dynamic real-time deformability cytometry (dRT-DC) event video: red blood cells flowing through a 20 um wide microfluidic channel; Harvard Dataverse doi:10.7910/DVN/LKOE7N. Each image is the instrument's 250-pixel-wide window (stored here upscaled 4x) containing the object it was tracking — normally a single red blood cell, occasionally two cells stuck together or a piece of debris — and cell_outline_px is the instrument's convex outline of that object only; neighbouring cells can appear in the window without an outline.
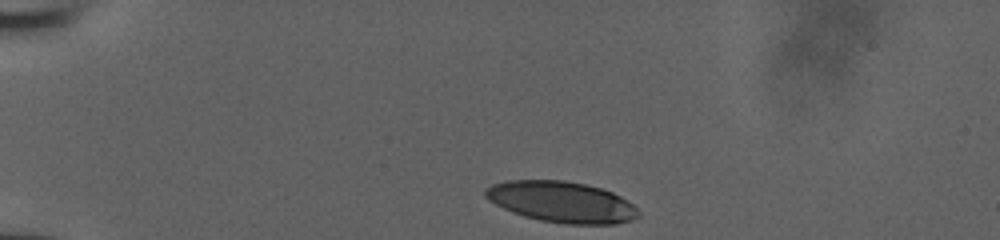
{"species": "human", "species_latin": "Homo sapiens", "temperature_condition": "room temperature", "stored_images_in_passage": 33, "camera_frame_rate_fps": 3000, "um_per_image_px": 0.085, "donor": {"sex": "male"}, "frame": {"image": 1, "passage_image": 1, "time_ms": 0.0, "image_size_px": [1000, 240], "cell_outline_px": [[640, 216], [632, 220], [616, 224], [564, 224], [540, 220], [524, 216], [512, 212], [488, 200], [484, 196], [484, 188], [492, 184], [508, 180], [564, 180], [584, 184], [600, 188], [612, 192], [620, 196], [632, 204], [640, 212]], "centroid_in_image_um": [47.72, 17.17], "position_along_channel_um": 37.3, "area_um2": 36.65}}
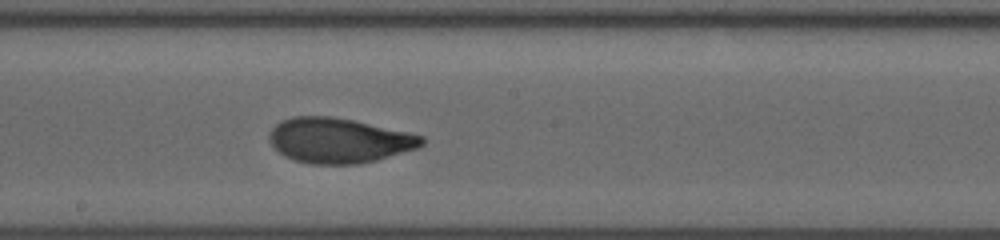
{"frame": {"image": 2, "passage_image": 19, "time_ms": 6.0, "image_size_px": [1000, 240], "cell_outline_px": [[424, 144], [416, 148], [376, 160], [360, 164], [312, 164], [296, 160], [284, 156], [272, 144], [268, 136], [272, 128], [280, 120], [292, 116], [332, 116], [352, 120], [408, 132], [424, 136]], "centroid_in_image_um": [28.79, 11.93], "position_along_channel_um": 219.4, "area_um2": 39.77}}
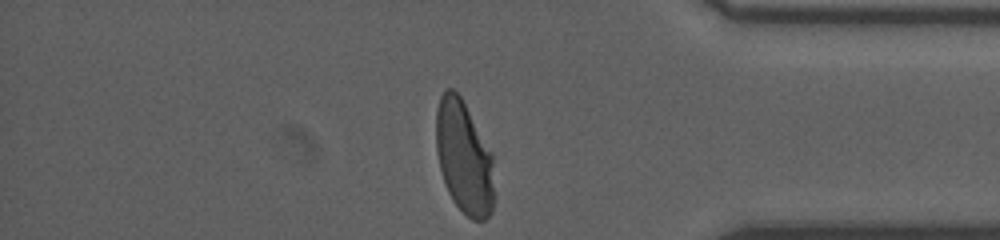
{"frame": {"image": 3, "passage_image": 33, "time_ms": 10.667, "image_size_px": [1000, 240], "cell_outline_px": [[496, 196], [492, 212], [484, 220], [472, 220], [452, 200], [444, 184], [436, 152], [436, 108], [440, 96], [448, 88], [452, 88], [460, 96], [492, 152]], "centroid_in_image_um": [39.46, 13.42], "position_along_channel_um": 395.7, "area_um2": 38.78}}